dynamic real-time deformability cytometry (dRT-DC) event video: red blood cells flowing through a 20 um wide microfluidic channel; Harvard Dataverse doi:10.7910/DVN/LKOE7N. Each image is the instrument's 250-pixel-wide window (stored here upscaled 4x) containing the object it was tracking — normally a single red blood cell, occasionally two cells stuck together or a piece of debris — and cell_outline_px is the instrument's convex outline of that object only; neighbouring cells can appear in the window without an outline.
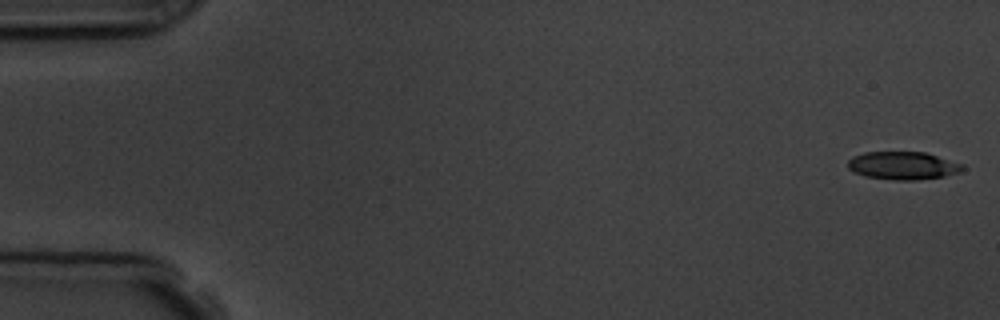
{"species": "common noctule bat (a hibernating species)", "species_latin": "Nyctalus noctula", "temperature_condition": "room temperature", "stored_images_in_passage": 5, "camera_frame_rate_fps": 3000, "um_per_image_px": 0.085, "animal": {"sex": "male", "body_mass_g": 19.5, "forearm_length_mm": 54.6}, "frame": {"image": 1, "passage_image": 1, "time_ms": 0.0, "image_size_px": [1000, 320], "cell_outline_px": [[968, 168], [960, 172], [944, 176], [916, 180], [896, 180], [864, 176], [852, 172], [848, 168], [848, 160], [852, 156], [864, 152], [924, 152], [964, 164]], "centroid_in_image_um": [76.75, 14.08], "position_along_channel_um": 8.2, "area_um2": 18.84}}
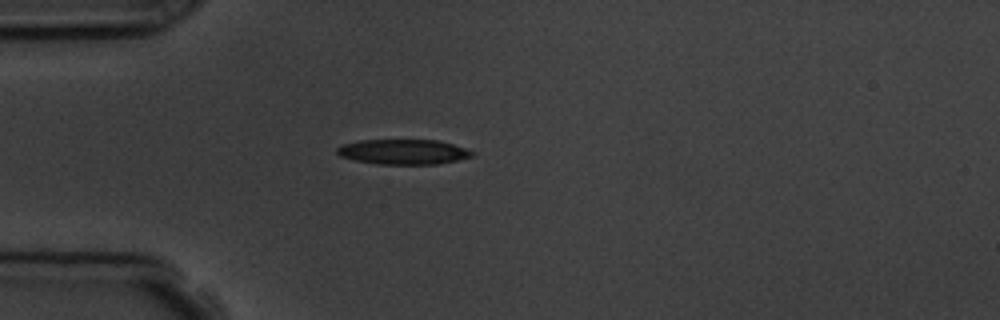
{"frame": {"image": 2, "passage_image": 5, "time_ms": 4.667, "image_size_px": [1000, 320], "cell_outline_px": [[476, 152], [472, 156], [456, 160], [436, 164], [376, 164], [356, 160], [340, 156], [336, 152], [336, 148], [344, 144], [360, 140], [440, 140]], "centroid_in_image_um": [34.27, 12.9], "position_along_channel_um": 50.7, "area_um2": 19.59}}